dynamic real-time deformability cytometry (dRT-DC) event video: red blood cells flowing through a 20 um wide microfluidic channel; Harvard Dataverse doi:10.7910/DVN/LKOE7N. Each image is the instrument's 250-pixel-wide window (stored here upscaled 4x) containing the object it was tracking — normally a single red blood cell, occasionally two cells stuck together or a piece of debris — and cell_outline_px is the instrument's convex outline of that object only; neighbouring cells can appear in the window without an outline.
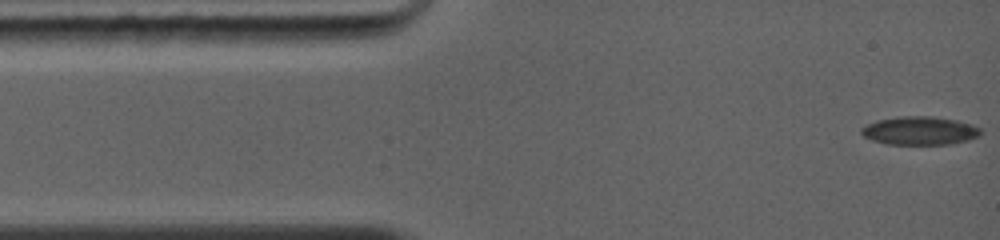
{"species": "common noctule bat (a hibernating species)", "species_latin": "Nyctalus noctula", "temperature_condition": "warm", "stored_images_in_passage": 76, "camera_frame_rate_fps": 5000, "um_per_image_px": 0.085, "animal": {"sex": "female", "body_mass_g": 19.0, "forearm_length_mm": 56.7}, "frame": {"image": 1, "passage_image": 1, "time_ms": 0.0, "image_size_px": [1000, 240], "cell_outline_px": [[980, 132], [976, 136], [968, 140], [952, 144], [888, 144], [872, 140], [864, 136], [860, 132], [860, 128], [876, 120], [900, 116], [932, 116], [956, 120], [972, 124], [980, 128]], "centroid_in_image_um": [78.15, 11.1], "position_along_channel_um": 6.8, "area_um2": 19.65}}
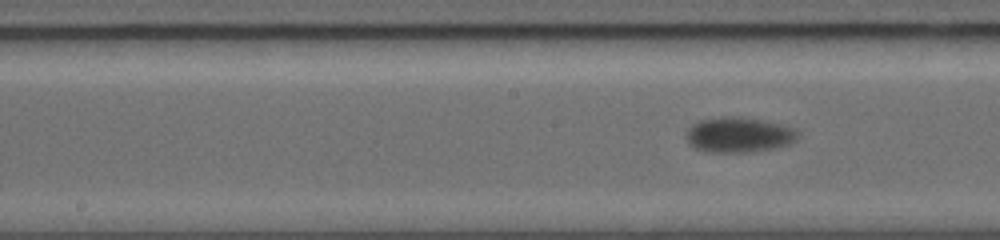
{"frame": {"image": 2, "passage_image": 33, "time_ms": 6.0, "image_size_px": [1000, 240], "cell_outline_px": [[800, 136], [796, 140], [788, 144], [776, 148], [752, 152], [708, 152], [696, 148], [688, 144], [684, 136], [684, 132], [692, 124], [700, 120], [720, 116], [740, 116], [764, 120], [784, 124], [800, 132]], "centroid_in_image_um": [62.79, 11.45], "position_along_channel_um": 185.4, "area_um2": 23.52}}
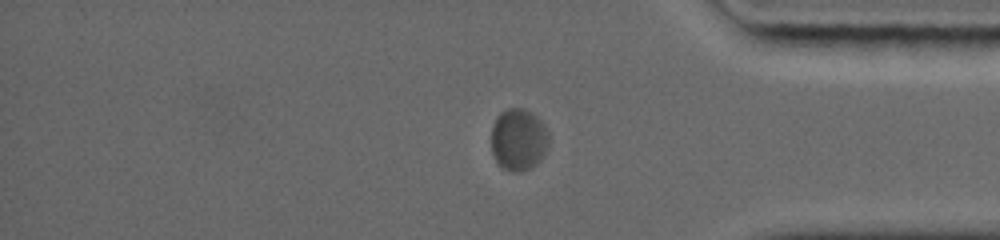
{"frame": {"image": 3, "passage_image": 64, "time_ms": 11.2, "image_size_px": [1000, 240], "cell_outline_px": [[548, 144], [540, 160], [536, 164], [520, 172], [512, 172], [504, 168], [496, 160], [492, 152], [492, 124], [496, 116], [500, 112], [508, 108], [524, 108], [532, 112], [544, 124], [548, 132]], "centroid_in_image_um": [44.06, 11.83], "position_along_channel_um": 391.1, "area_um2": 20.75}}